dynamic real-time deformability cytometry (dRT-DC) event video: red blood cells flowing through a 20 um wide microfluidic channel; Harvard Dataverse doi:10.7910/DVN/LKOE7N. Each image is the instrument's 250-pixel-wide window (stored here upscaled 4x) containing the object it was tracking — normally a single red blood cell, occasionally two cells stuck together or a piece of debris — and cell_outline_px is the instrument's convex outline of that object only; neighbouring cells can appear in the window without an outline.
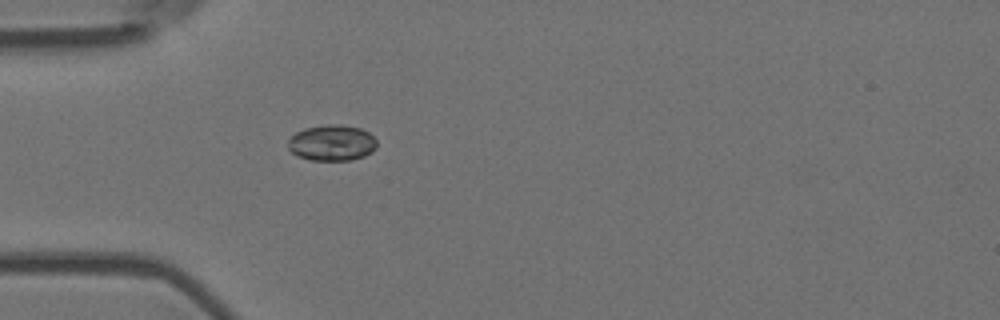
{"species": "Egyptian fruit bat (a non-hibernating species)", "species_latin": "Rousettus aegyptiacus", "temperature_condition": "room temperature", "stored_images_in_passage": 3, "camera_frame_rate_fps": 3000, "um_per_image_px": 0.085, "animal": {"sex": "female"}, "frame": {"image": 1, "passage_image": 3, "time_ms": 0.667, "image_size_px": [1000, 320], "cell_outline_px": [[376, 148], [372, 152], [364, 156], [352, 160], [312, 160], [296, 156], [288, 148], [288, 136], [304, 128], [328, 124], [340, 124], [360, 128], [368, 132], [376, 140]], "centroid_in_image_um": [28.18, 12.14], "position_along_channel_um": 56.8, "area_um2": 18.79}}